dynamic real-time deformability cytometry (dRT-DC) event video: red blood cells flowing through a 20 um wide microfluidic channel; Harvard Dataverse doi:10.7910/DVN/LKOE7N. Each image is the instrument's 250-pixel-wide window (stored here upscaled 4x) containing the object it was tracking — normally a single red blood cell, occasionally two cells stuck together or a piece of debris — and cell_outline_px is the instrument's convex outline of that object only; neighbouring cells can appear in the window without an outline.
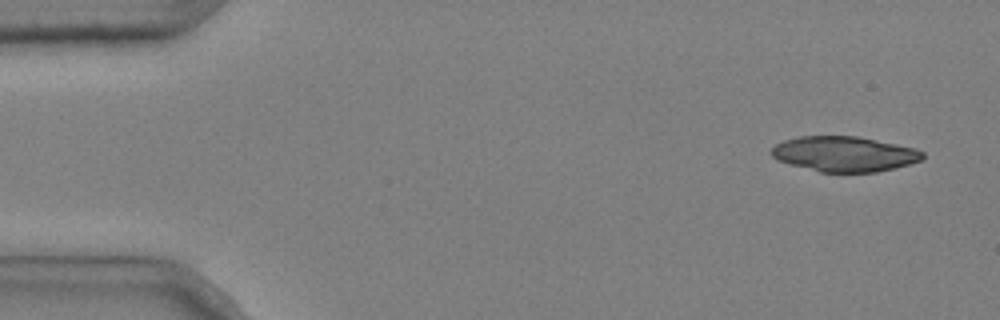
{"species": "common noctule bat (a hibernating species)", "species_latin": "Nyctalus noctula", "temperature_condition": "cold", "stored_images_in_passage": 4, "camera_frame_rate_fps": 3000, "um_per_image_px": 0.085, "animal": {"sex": "male", "body_mass_g": 20.4}, "frame": {"image": 1, "passage_image": 1, "time_ms": 0.0, "image_size_px": [1000, 320], "cell_outline_px": [[924, 156], [920, 160], [896, 168], [876, 172], [820, 172], [792, 164], [780, 160], [772, 156], [768, 152], [776, 144], [784, 140], [796, 136], [856, 136], [916, 148], [924, 152]], "centroid_in_image_um": [71.77, 13.08], "position_along_channel_um": 13.2, "area_um2": 30.87}}